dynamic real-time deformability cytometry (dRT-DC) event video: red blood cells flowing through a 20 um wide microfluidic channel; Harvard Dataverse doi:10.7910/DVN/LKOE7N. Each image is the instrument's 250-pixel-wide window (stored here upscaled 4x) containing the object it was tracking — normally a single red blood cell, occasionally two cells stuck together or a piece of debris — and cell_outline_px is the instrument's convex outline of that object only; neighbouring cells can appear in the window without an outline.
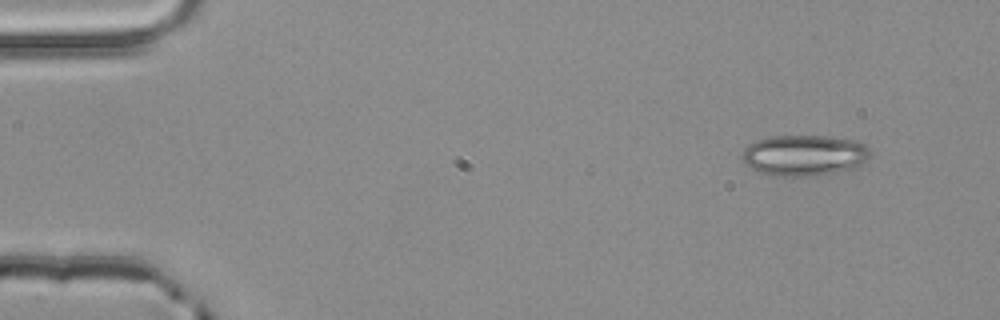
{"species": "common noctule bat (a hibernating species)", "species_latin": "Nyctalus noctula", "temperature_condition": "room temperature", "stored_images_in_passage": 3, "camera_frame_rate_fps": 3000, "um_per_image_px": 0.085, "animal": {"sex": "male", "body_mass_g": 20.4}, "frame": {"image": 1, "passage_image": 1, "time_ms": 0.0, "image_size_px": [1000, 320], "cell_outline_px": [[872, 152], [856, 168], [816, 176], [776, 176], [760, 172], [744, 164], [740, 160], [740, 156], [744, 148], [748, 144], [756, 140], [772, 136], [828, 136], [856, 140], [864, 144]], "centroid_in_image_um": [68.32, 13.2], "position_along_channel_um": 16.7, "area_um2": 30.81}}